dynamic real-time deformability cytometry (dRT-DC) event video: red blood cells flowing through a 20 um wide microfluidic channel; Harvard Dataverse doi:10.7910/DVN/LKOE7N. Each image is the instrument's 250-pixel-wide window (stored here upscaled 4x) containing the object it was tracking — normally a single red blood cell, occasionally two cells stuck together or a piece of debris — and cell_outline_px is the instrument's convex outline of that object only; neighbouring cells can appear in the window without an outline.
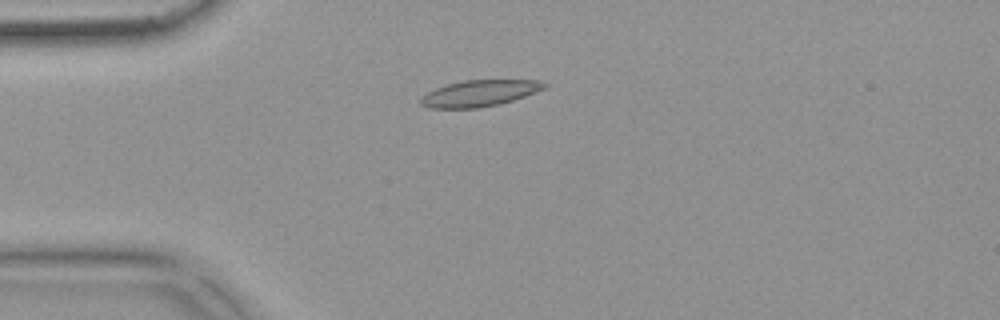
{"species": "common noctule bat (a hibernating species)", "species_latin": "Nyctalus noctula", "temperature_condition": "warm", "stored_images_in_passage": 43, "camera_frame_rate_fps": 3000, "um_per_image_px": 0.085, "animal": {"sex": "female", "body_mass_g": 18.4}, "frame": {"image": 1, "passage_image": 4, "time_ms": 1.0, "image_size_px": [1000, 320], "cell_outline_px": [[548, 88], [500, 104], [476, 108], [428, 108], [420, 104], [420, 100], [428, 92], [436, 88], [448, 84], [464, 80], [540, 80], [548, 84]], "centroid_in_image_um": [40.8, 7.92], "position_along_channel_um": 44.2, "area_um2": 18.9}}
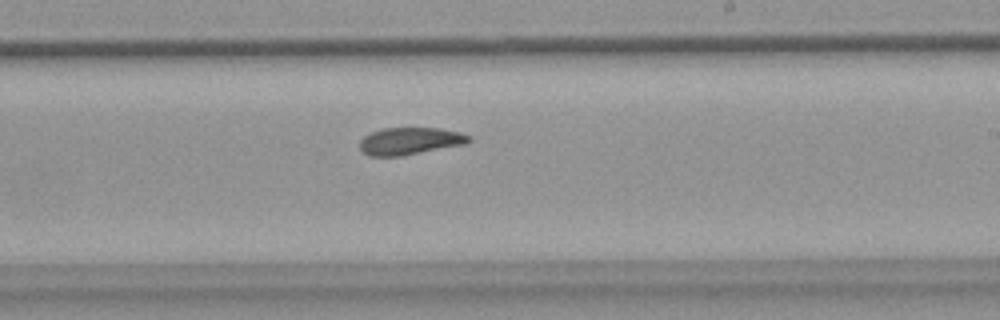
{"frame": {"image": 2, "passage_image": 22, "time_ms": 7.0, "image_size_px": [1000, 320], "cell_outline_px": [[472, 140], [464, 144], [400, 156], [368, 156], [360, 148], [360, 140], [364, 136], [380, 128], [440, 128], [460, 132], [468, 136]], "centroid_in_image_um": [34.82, 11.98], "position_along_channel_um": 254.2, "area_um2": 17.17}}
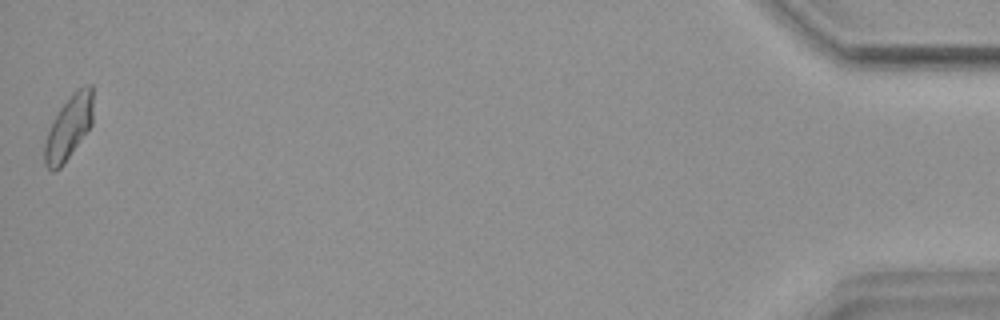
{"frame": {"image": 3, "passage_image": 43, "time_ms": 14.0, "image_size_px": [1000, 320], "cell_outline_px": [[92, 124], [64, 164], [60, 168], [52, 172], [44, 164], [44, 144], [52, 120], [60, 108], [72, 92], [84, 84], [92, 84]], "centroid_in_image_um": [5.83, 10.83], "position_along_channel_um": 429.4, "area_um2": 18.09}, "authors_computed_cell_mechanics": {"area_um2": 17.9758, "velocity_mm_per_s": 3.8434, "shape_relaxation_time_tau1_ms": null, "shape_relaxation_time_tau2_ms": 4.9047, "deformation_change_tau1": null, "deformation_change_tau2": 0.1031}}